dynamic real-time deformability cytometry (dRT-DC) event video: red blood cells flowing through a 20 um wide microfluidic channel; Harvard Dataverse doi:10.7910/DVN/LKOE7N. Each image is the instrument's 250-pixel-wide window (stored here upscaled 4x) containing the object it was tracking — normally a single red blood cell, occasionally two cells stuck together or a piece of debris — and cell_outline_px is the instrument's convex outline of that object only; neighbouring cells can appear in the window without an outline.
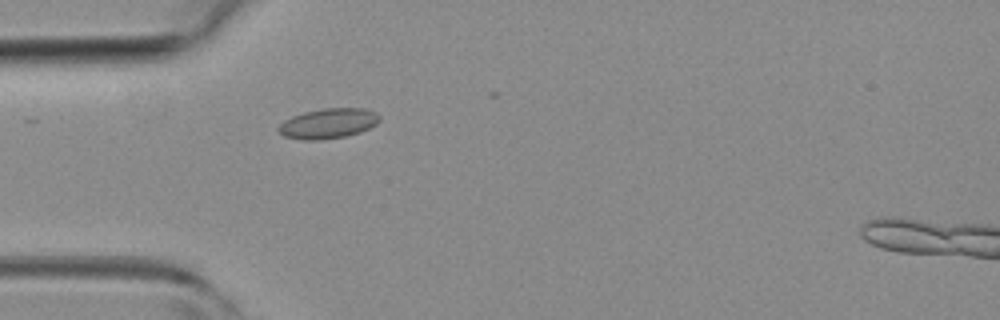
{"species": "common noctule bat (a hibernating species)", "species_latin": "Nyctalus noctula", "temperature_condition": "room temperature", "stored_images_in_passage": 2, "camera_frame_rate_fps": 3000, "um_per_image_px": 0.085, "animal": {"sex": "female", "body_mass_g": 19.3, "forearm_length_mm": 54.1}, "frame": {"image": 1, "passage_image": 1, "time_ms": 0.0, "image_size_px": [1000, 320], "cell_outline_px": [[380, 120], [376, 124], [360, 132], [344, 136], [320, 140], [304, 140], [284, 136], [276, 128], [284, 120], [292, 116], [304, 112], [324, 108], [364, 108], [376, 112], [380, 116]], "centroid_in_image_um": [27.89, 10.48], "position_along_channel_um": 57.1, "area_um2": 17.69}}